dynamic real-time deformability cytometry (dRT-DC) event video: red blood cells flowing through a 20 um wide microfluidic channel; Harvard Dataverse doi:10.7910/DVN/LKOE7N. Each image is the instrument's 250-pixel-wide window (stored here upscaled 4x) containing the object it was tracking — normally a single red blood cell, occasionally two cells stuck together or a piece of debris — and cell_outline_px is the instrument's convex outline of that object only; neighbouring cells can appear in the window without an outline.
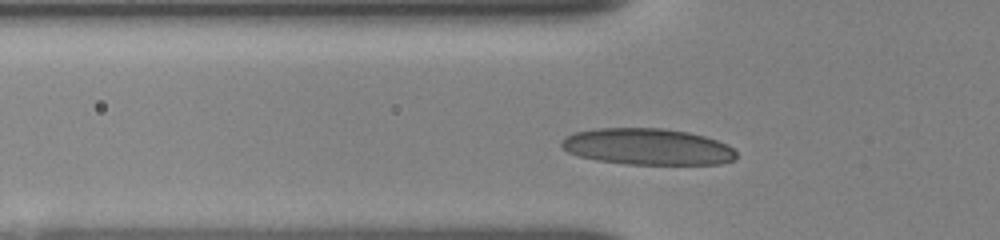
{"species": "human", "species_latin": "Homo sapiens", "temperature_condition": "room temperature", "stored_images_in_passage": 12, "camera_frame_rate_fps": 3000, "um_per_image_px": 0.085, "donor": {"sex": "female"}, "frame": {"image": 1, "passage_image": 2, "time_ms": 0.333, "image_size_px": [1000, 240], "cell_outline_px": [[736, 156], [732, 160], [720, 164], [624, 164], [596, 160], [580, 156], [568, 152], [560, 144], [560, 140], [564, 136], [572, 132], [600, 128], [660, 128], [688, 132], [704, 136], [728, 144], [736, 152]], "centroid_in_image_um": [55.0, 12.46], "position_along_channel_um": 70.8, "area_um2": 37.17}}
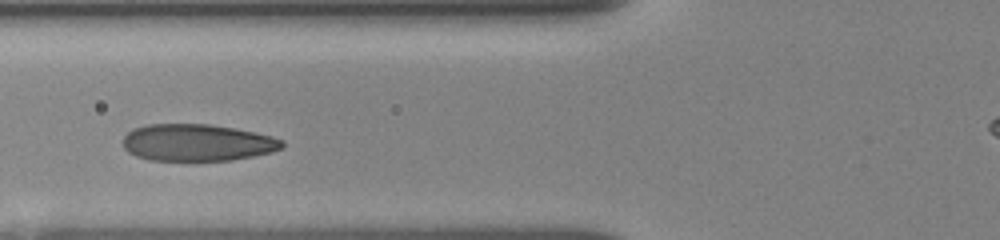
{"frame": {"image": 2, "passage_image": 5, "time_ms": 1.333, "image_size_px": [1000, 240], "cell_outline_px": [[284, 144], [280, 148], [272, 152], [232, 160], [148, 160], [136, 156], [128, 152], [124, 148], [124, 136], [132, 128], [144, 124], [208, 124], [256, 132], [272, 136], [284, 140]], "centroid_in_image_um": [16.74, 12.11], "position_along_channel_um": 109.1, "area_um2": 34.28}}
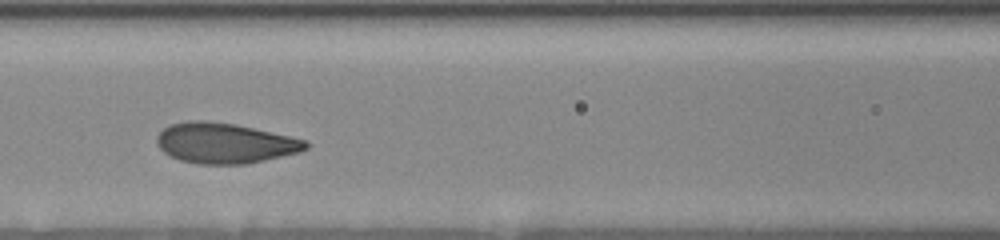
{"frame": {"image": 3, "passage_image": 9, "time_ms": 2.333, "image_size_px": [1000, 240], "cell_outline_px": [[308, 148], [300, 152], [264, 160], [244, 164], [196, 164], [180, 160], [164, 152], [156, 144], [156, 136], [168, 124], [188, 120], [204, 120], [236, 124], [308, 140]], "centroid_in_image_um": [19.09, 12.16], "position_along_channel_um": 147.5, "area_um2": 35.2}}